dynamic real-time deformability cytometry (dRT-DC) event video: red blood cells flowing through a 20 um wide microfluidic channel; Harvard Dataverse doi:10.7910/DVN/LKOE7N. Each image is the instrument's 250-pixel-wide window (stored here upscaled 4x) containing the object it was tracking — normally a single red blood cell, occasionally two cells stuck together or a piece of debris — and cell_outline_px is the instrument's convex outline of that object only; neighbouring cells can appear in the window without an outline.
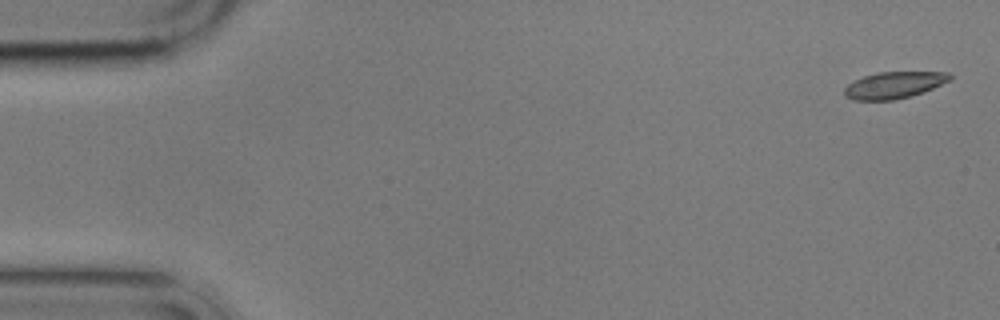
{"species": "common noctule bat (a hibernating species)", "species_latin": "Nyctalus noctula", "temperature_condition": "cold", "stored_images_in_passage": 8, "camera_frame_rate_fps": 3000, "um_per_image_px": 0.085, "animal": {"sex": "male", "body_mass_g": 17.9}, "frame": {"image": 1, "passage_image": 1, "time_ms": 0.0, "image_size_px": [1000, 320], "cell_outline_px": [[952, 80], [924, 92], [896, 100], [852, 100], [844, 96], [844, 88], [848, 84], [864, 76], [880, 72], [948, 72], [952, 76]], "centroid_in_image_um": [76.01, 7.24], "position_along_channel_um": 9.0, "area_um2": 16.47}}
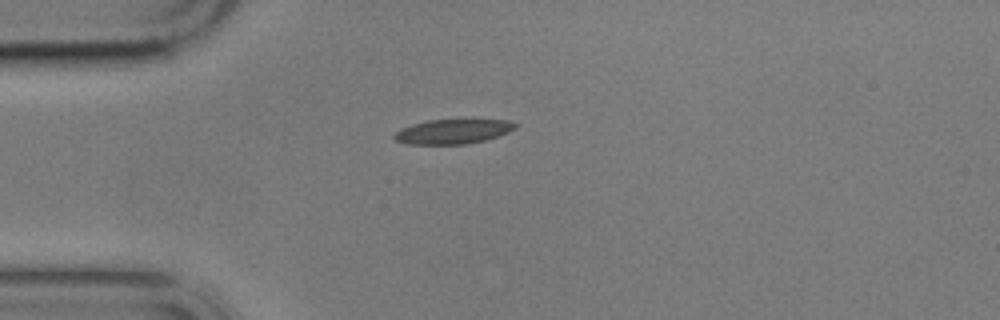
{"frame": {"image": 2, "passage_image": 4, "time_ms": 4.333, "image_size_px": [1000, 320], "cell_outline_px": [[520, 124], [516, 128], [508, 132], [484, 140], [464, 144], [408, 144], [396, 140], [392, 136], [400, 128], [412, 124], [428, 120], [508, 120]], "centroid_in_image_um": [38.49, 11.17], "position_along_channel_um": 46.5, "area_um2": 17.22}}
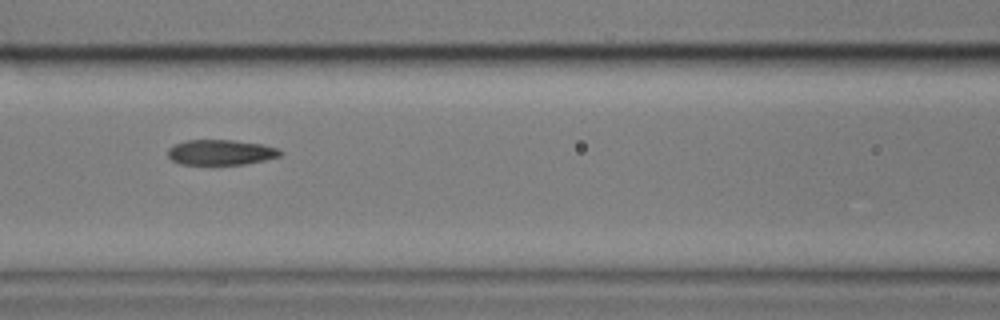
{"frame": {"image": 3, "passage_image": 7, "time_ms": 7.667, "image_size_px": [1000, 320], "cell_outline_px": [[284, 152], [280, 156], [264, 160], [244, 164], [212, 168], [180, 164], [172, 160], [168, 156], [168, 148], [176, 144], [188, 140], [232, 140], [260, 144], [280, 148]], "centroid_in_image_um": [18.75, 13.0], "position_along_channel_um": 147.8, "area_um2": 17.4}}